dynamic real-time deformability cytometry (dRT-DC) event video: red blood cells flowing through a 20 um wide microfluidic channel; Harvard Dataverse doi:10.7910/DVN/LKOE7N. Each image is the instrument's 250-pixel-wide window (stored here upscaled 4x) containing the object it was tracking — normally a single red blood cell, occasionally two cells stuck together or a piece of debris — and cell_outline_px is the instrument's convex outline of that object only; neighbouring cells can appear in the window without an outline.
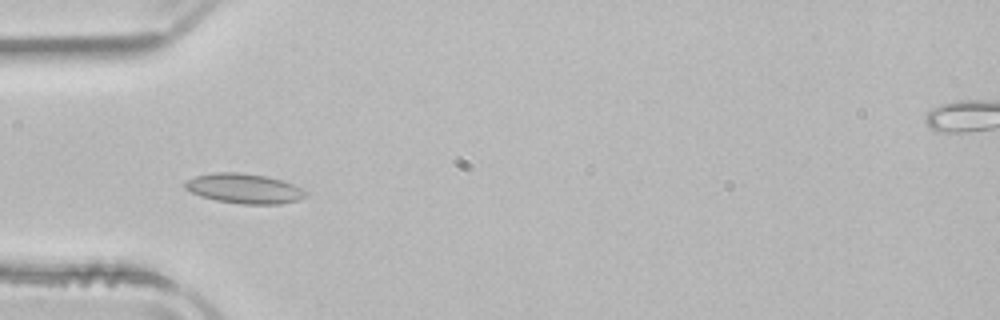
{"species": "common noctule bat (a hibernating species)", "species_latin": "Nyctalus noctula", "temperature_condition": "room temperature", "stored_images_in_passage": 37, "camera_frame_rate_fps": 3000, "um_per_image_px": 0.085, "animal": {"sex": "male", "body_mass_g": 21.5, "forearm_length_mm": 52.0}, "frame": {"image": 1, "passage_image": 1, "time_ms": 0.0, "image_size_px": [1000, 320], "cell_outline_px": [[308, 192], [300, 200], [280, 204], [244, 204], [216, 200], [200, 196], [184, 188], [184, 184], [188, 180], [196, 176], [216, 172], [240, 172], [268, 176], [292, 184]], "centroid_in_image_um": [20.76, 16.02], "position_along_channel_um": 64.2, "area_um2": 20.87}}
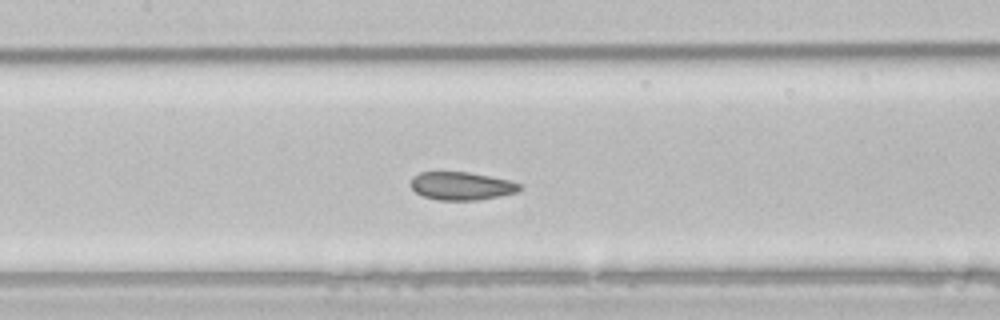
{"frame": {"image": 2, "passage_image": 9, "time_ms": 2.667, "image_size_px": [1000, 320], "cell_outline_px": [[520, 188], [516, 192], [500, 196], [476, 200], [436, 200], [424, 196], [416, 192], [412, 188], [412, 176], [420, 172], [468, 172], [508, 180], [520, 184]], "centroid_in_image_um": [39.2, 15.81], "position_along_channel_um": 168.2, "area_um2": 17.57}}
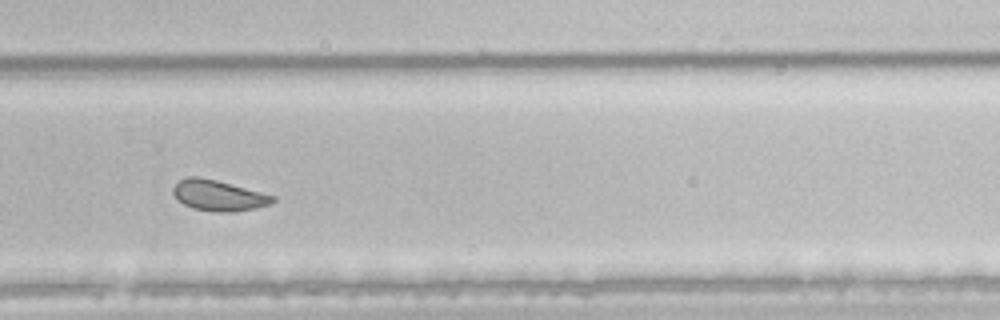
{"frame": {"image": 3, "passage_image": 20, "time_ms": 6.333, "image_size_px": [1000, 320], "cell_outline_px": [[276, 200], [272, 204], [256, 208], [232, 212], [220, 212], [192, 208], [184, 204], [172, 192], [172, 188], [180, 180], [188, 176], [200, 176], [216, 180], [276, 196]], "centroid_in_image_um": [18.6, 16.61], "position_along_channel_um": 311.2, "area_um2": 17.74}, "authors_computed_cell_mechanics": {"area_um2": 18.7272, "velocity_mm_per_s": 3.9186, "shape_relaxation_time_tau1_ms": null, "shape_relaxation_time_tau2_ms": 1.4893, "deformation_change_tau1": null, "deformation_change_tau2": 0.0529}}